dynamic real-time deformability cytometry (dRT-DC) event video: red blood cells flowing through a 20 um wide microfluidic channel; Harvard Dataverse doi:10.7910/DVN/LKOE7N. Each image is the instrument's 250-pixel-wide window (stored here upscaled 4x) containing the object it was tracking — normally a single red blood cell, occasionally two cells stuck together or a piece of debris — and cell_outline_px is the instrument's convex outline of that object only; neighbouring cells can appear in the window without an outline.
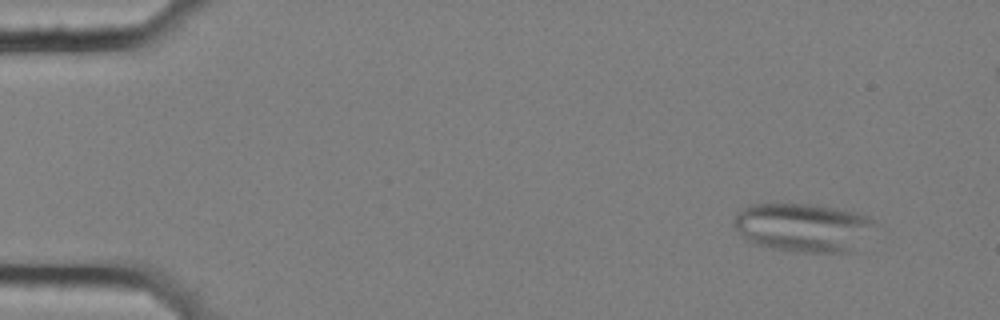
{"species": "common noctule bat (a hibernating species)", "species_latin": "Nyctalus noctula", "temperature_condition": "cold", "stored_images_in_passage": 58, "segment_of_instrument_passage": [1, 3], "camera_frame_rate_fps": 3000, "um_per_image_px": 0.085, "animal": {"sex": "female", "body_mass_g": 25.1}, "frame": {"image": 1, "passage_image": 4, "time_ms": 1.0, "image_size_px": [1000, 320], "cell_outline_px": [[872, 224], [848, 252], [804, 252], [772, 248], [756, 244], [748, 240], [732, 224], [736, 212], [748, 204], [816, 204], [836, 208], [868, 216], [872, 220]], "centroid_in_image_um": [68.12, 19.3], "position_along_channel_um": 16.9, "area_um2": 38.78}}